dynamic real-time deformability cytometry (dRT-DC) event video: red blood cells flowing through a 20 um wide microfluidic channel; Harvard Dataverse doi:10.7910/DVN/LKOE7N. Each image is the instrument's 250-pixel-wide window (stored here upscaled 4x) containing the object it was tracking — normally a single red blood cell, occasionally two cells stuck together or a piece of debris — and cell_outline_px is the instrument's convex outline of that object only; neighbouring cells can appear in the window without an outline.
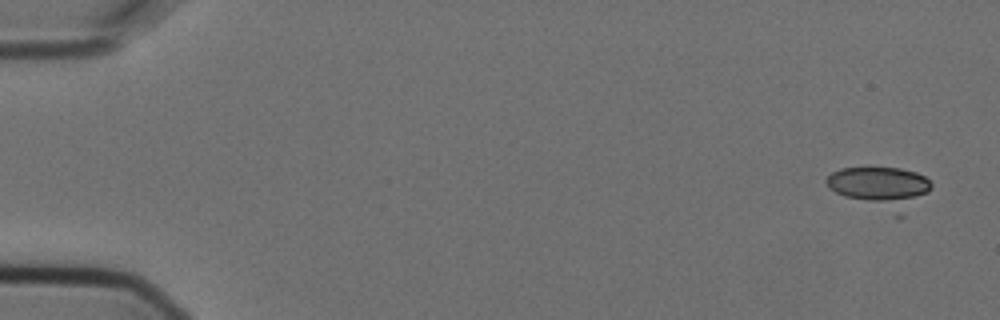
{"species": "Egyptian fruit bat (a non-hibernating species)", "species_latin": "Rousettus aegyptiacus", "temperature_condition": "cold", "stored_images_in_passage": 4, "camera_frame_rate_fps": 3000, "um_per_image_px": 0.085, "animal": {"sex": "female"}, "frame": {"image": 1, "passage_image": 1, "time_ms": 0.0, "image_size_px": [1000, 320], "cell_outline_px": [[932, 188], [928, 192], [904, 200], [868, 200], [844, 196], [828, 188], [824, 180], [832, 172], [840, 168], [900, 168], [916, 172], [924, 176], [932, 184]], "centroid_in_image_um": [74.63, 15.6], "position_along_channel_um": 10.4, "area_um2": 20.4}}
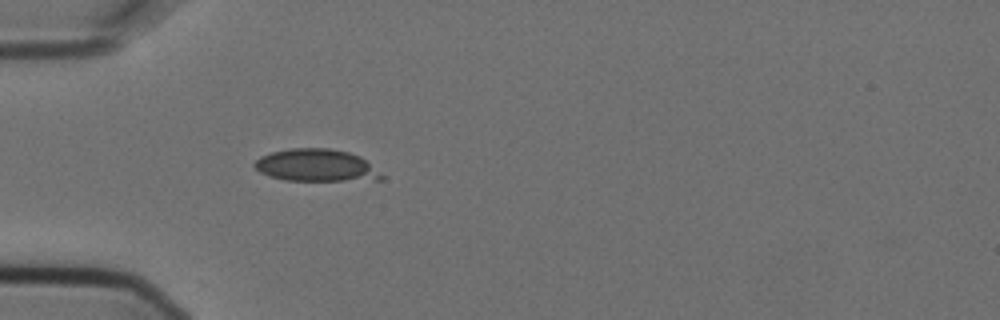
{"frame": {"image": 2, "passage_image": 4, "time_ms": 1.0, "image_size_px": [1000, 320], "cell_outline_px": [[384, 180], [284, 180], [268, 176], [260, 172], [252, 164], [260, 156], [272, 152], [292, 148], [332, 148], [348, 152], [360, 156], [384, 176]], "centroid_in_image_um": [26.87, 14.05], "position_along_channel_um": 58.1, "area_um2": 23.87}}